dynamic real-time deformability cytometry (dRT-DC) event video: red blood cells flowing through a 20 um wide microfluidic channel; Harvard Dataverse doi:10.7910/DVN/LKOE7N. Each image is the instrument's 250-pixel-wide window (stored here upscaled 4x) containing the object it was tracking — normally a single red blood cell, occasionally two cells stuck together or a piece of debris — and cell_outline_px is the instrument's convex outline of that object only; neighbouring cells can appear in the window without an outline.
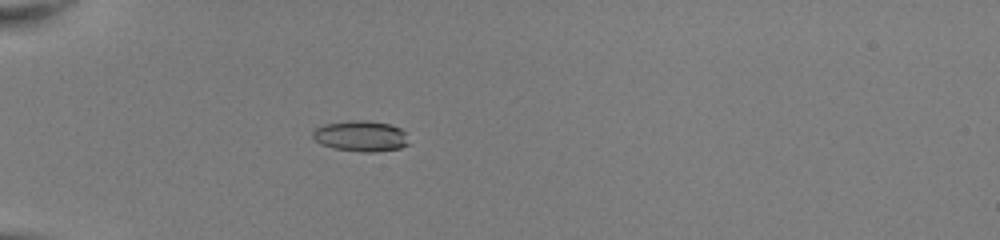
{"species": "common noctule bat (a hibernating species)", "species_latin": "Nyctalus noctula", "temperature_condition": "room temperature", "stored_images_in_passage": 38, "camera_frame_rate_fps": 3000, "um_per_image_px": 0.085, "animal": {"sex": "female", "body_mass_g": 22.0, "forearm_length_mm": 56.7}, "frame": {"image": 1, "passage_image": 4, "time_ms": 1.0, "image_size_px": [1000, 240], "cell_outline_px": [[408, 144], [400, 148], [376, 152], [360, 152], [332, 148], [320, 144], [312, 136], [312, 132], [316, 128], [324, 124], [348, 120], [368, 120], [392, 124], [400, 128], [404, 132]], "centroid_in_image_um": [30.65, 11.56], "position_along_channel_um": 54.4, "area_um2": 17.4}}
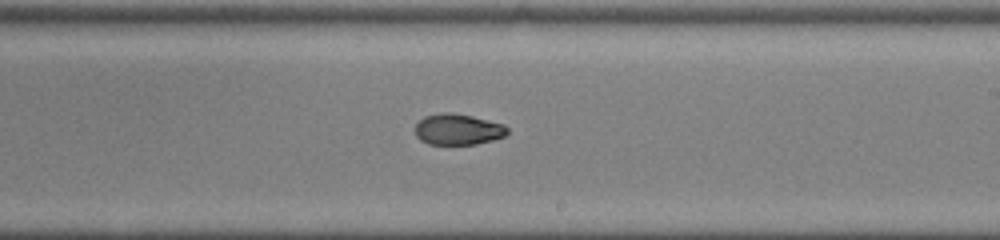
{"frame": {"image": 2, "passage_image": 20, "time_ms": 6.333, "image_size_px": [1000, 240], "cell_outline_px": [[508, 132], [504, 136], [492, 140], [476, 144], [428, 144], [420, 140], [416, 136], [416, 124], [424, 116], [444, 112], [448, 112], [472, 116], [504, 124], [508, 128]], "centroid_in_image_um": [38.92, 11.0], "position_along_channel_um": 250.1, "area_um2": 16.59}}
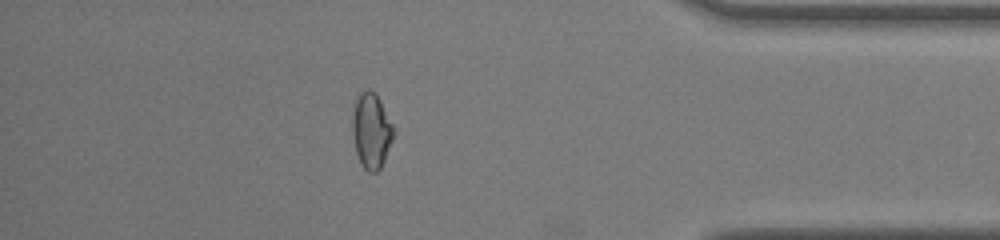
{"frame": {"image": 3, "passage_image": 33, "time_ms": 10.667, "image_size_px": [1000, 240], "cell_outline_px": [[396, 132], [384, 160], [380, 168], [376, 172], [368, 172], [360, 164], [356, 152], [352, 128], [352, 112], [356, 96], [360, 92], [368, 88], [380, 100], [396, 128]], "centroid_in_image_um": [31.57, 11.1], "position_along_channel_um": 403.6, "area_um2": 18.32}, "authors_computed_cell_mechanics": {"area_um2": 17.1666, "velocity_mm_per_s": 4.0691, "shape_relaxation_time_tau1_ms": null, "shape_relaxation_time_tau2_ms": 2.0995, "deformation_change_tau1": null, "deformation_change_tau2": 0.0616}}